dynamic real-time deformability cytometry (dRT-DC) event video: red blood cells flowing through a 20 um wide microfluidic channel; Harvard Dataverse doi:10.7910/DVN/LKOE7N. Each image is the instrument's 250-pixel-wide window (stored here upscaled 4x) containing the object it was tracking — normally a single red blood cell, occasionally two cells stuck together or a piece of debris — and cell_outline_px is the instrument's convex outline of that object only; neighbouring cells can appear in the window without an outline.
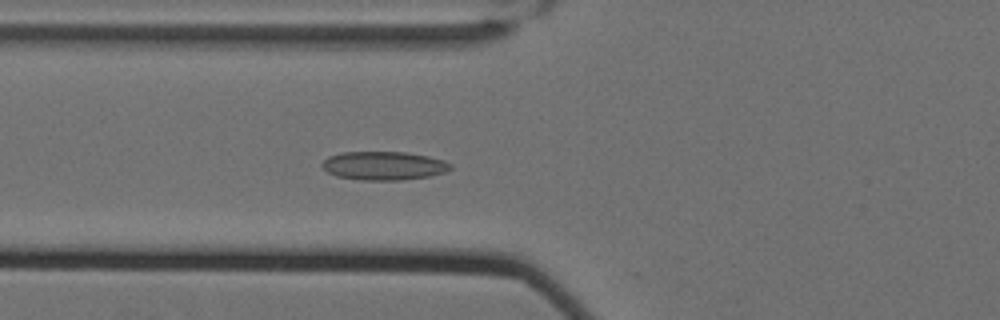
{"species": "Egyptian fruit bat (a non-hibernating species)", "species_latin": "Rousettus aegyptiacus", "temperature_condition": "cold", "stored_images_in_passage": 60, "camera_frame_rate_fps": 3000, "um_per_image_px": 0.085, "animal": {"sex": "female"}, "frame": {"image": 1, "passage_image": 25, "time_ms": 8.0, "image_size_px": [1000, 320], "cell_outline_px": [[452, 168], [444, 172], [428, 176], [400, 180], [360, 180], [336, 176], [328, 172], [320, 164], [328, 156], [340, 152], [404, 152], [428, 156], [444, 160], [452, 164]], "centroid_in_image_um": [32.6, 14.08], "position_along_channel_um": 93.2, "area_um2": 21.39}}
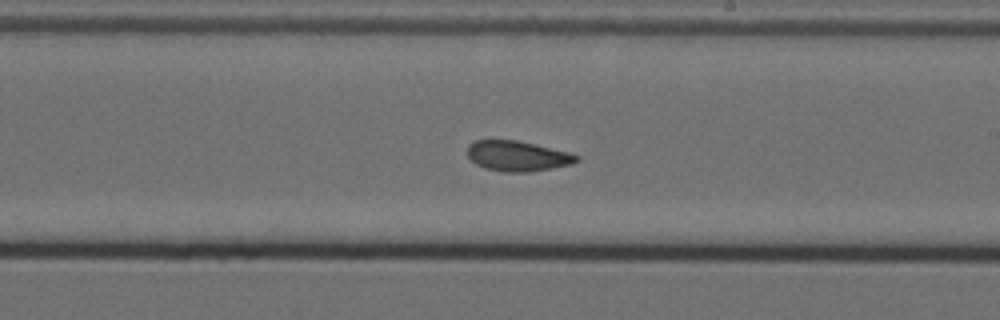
{"frame": {"image": 2, "passage_image": 38, "time_ms": 12.333, "image_size_px": [1000, 320], "cell_outline_px": [[580, 160], [572, 164], [552, 168], [528, 172], [504, 172], [484, 168], [476, 164], [468, 156], [468, 144], [476, 140], [516, 140], [568, 152], [580, 156]], "centroid_in_image_um": [43.99, 13.27], "position_along_channel_um": 245.0, "area_um2": 19.19}}
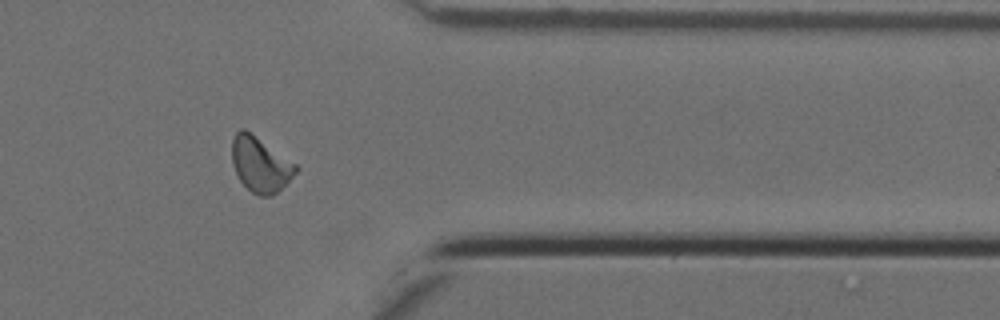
{"frame": {"image": 3, "passage_image": 51, "time_ms": 16.667, "image_size_px": [1000, 320], "cell_outline_px": [[296, 172], [272, 196], [260, 196], [252, 192], [240, 180], [232, 164], [232, 140], [236, 132], [240, 128], [244, 128], [296, 164]], "centroid_in_image_um": [22.08, 13.96], "position_along_channel_um": 389.3, "area_um2": 19.94}, "authors_computed_cell_mechanics": {"area_um2": 19.9988, "velocity_mm_per_s": 3.4919, "shape_relaxation_time_tau1_ms": 6.4062, "shape_relaxation_time_tau2_ms": 1.548, "deformation_change_tau1": 0.1433, "deformation_change_tau2": 0.0637}}